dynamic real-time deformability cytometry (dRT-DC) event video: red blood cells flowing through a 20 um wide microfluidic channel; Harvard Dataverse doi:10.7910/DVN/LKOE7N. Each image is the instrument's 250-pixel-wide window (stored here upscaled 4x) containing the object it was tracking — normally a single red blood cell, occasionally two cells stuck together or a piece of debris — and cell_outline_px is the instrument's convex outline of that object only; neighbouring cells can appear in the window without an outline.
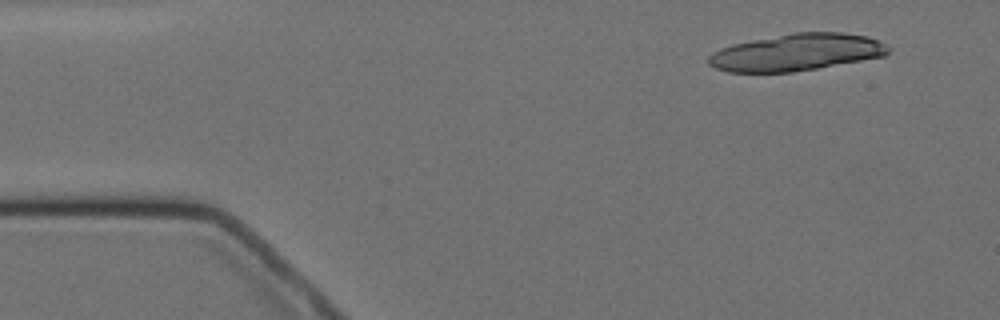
{"species": "Egyptian fruit bat (a non-hibernating species)", "species_latin": "Rousettus aegyptiacus", "temperature_condition": "cold", "stored_images_in_passage": 4, "camera_frame_rate_fps": 3000, "um_per_image_px": 0.085, "animal": {"sex": "female"}, "frame": {"image": 1, "passage_image": 1, "time_ms": 0.0, "image_size_px": [1000, 320], "cell_outline_px": [[892, 48], [884, 56], [816, 68], [792, 72], [728, 72], [716, 68], [708, 64], [708, 56], [712, 52], [720, 48], [732, 44], [792, 32], [840, 32], [868, 36]], "centroid_in_image_um": [67.68, 4.44], "position_along_channel_um": 17.3, "area_um2": 38.61}}